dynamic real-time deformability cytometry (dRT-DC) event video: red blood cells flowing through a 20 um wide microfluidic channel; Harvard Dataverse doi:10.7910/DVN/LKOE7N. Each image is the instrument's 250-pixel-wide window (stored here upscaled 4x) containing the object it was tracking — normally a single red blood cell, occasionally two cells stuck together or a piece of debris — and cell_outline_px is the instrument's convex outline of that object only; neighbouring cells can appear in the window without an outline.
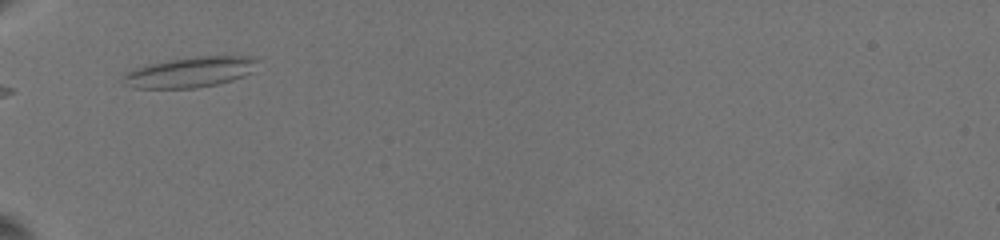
{"species": "common noctule bat (a hibernating species)", "species_latin": "Nyctalus noctula", "temperature_condition": "warm", "stored_images_in_passage": 27, "camera_frame_rate_fps": 3000, "um_per_image_px": 0.085, "animal": {"sex": "female", "body_mass_g": 19.5, "forearm_length_mm": 54.1}, "frame": {"image": 1, "passage_image": 1, "time_ms": 0.0, "image_size_px": [1000, 240], "cell_outline_px": [[256, 60], [252, 72], [244, 76], [232, 80], [216, 84], [196, 88], [136, 88], [124, 84], [120, 80], [124, 72], [132, 68], [148, 64], [188, 56], [248, 56]], "centroid_in_image_um": [16.06, 6.13], "position_along_channel_um": 68.9, "area_um2": 23.99}}
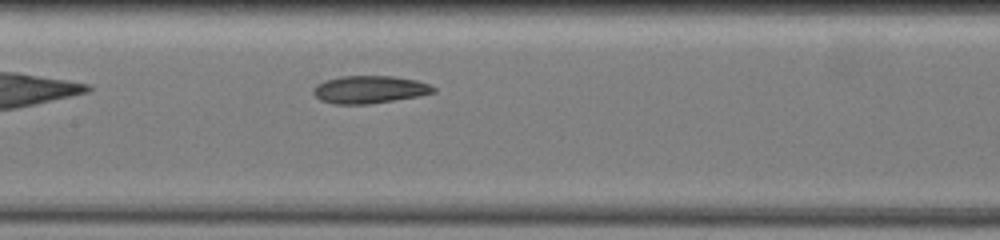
{"frame": {"image": 2, "passage_image": 9, "time_ms": 3.333, "image_size_px": [1000, 240], "cell_outline_px": [[436, 92], [416, 96], [368, 104], [336, 104], [320, 100], [312, 92], [312, 88], [316, 84], [324, 80], [340, 76], [392, 76], [416, 80], [428, 84], [436, 88]], "centroid_in_image_um": [31.36, 7.6], "position_along_channel_um": 176.0, "area_um2": 19.25}}
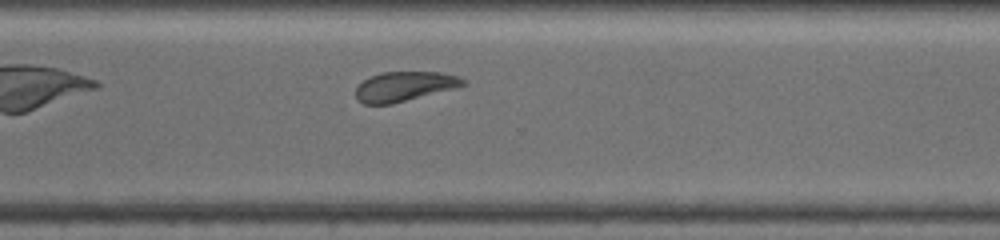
{"frame": {"image": 3, "passage_image": 22, "time_ms": 8.0, "image_size_px": [1000, 240], "cell_outline_px": [[468, 84], [460, 88], [388, 104], [364, 104], [356, 100], [356, 88], [364, 80], [380, 72], [440, 72], [460, 76]], "centroid_in_image_um": [34.44, 7.34], "position_along_channel_um": 336.2, "area_um2": 18.67}, "authors_computed_cell_mechanics": {"area_um2": 19.7676, "velocity_mm_per_s": 3.4389, "shape_relaxation_time_tau1_ms": 7.187, "shape_relaxation_time_tau2_ms": 4.0401, "deformation_change_tau1": 0.1322, "deformation_change_tau2": 0.1061}}